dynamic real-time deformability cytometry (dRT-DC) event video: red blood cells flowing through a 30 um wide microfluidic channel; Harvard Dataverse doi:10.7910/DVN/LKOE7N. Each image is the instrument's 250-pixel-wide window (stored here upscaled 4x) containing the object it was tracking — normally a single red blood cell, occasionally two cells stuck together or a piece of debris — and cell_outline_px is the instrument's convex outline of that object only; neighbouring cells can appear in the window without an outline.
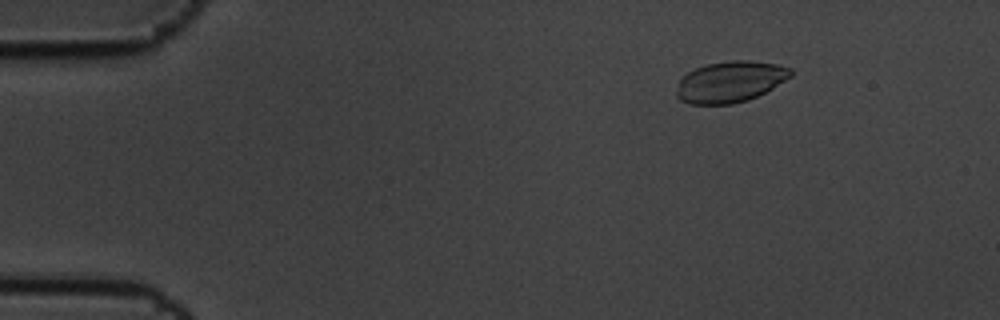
{"species": "common noctule bat (a hibernating species)", "species_latin": "Nyctalus noctula", "temperature_condition": "cold", "stored_images_in_passage": 6, "segment_of_instrument_passage": [1, 2], "camera_frame_rate_fps": 3000, "um_per_image_px": 0.085, "animal": {"sex": "male", "body_mass_g": 19.5, "forearm_length_mm": 54.6}, "frame": {"image": 1, "passage_image": 3, "time_ms": 0.667, "image_size_px": [1000, 320], "cell_outline_px": [[792, 76], [772, 88], [748, 100], [732, 104], [688, 104], [680, 100], [676, 96], [676, 92], [680, 80], [688, 72], [696, 68], [708, 64], [732, 60], [748, 60], [776, 64], [792, 68]], "centroid_in_image_um": [62.07, 6.95], "position_along_channel_um": 22.9, "area_um2": 27.22}}